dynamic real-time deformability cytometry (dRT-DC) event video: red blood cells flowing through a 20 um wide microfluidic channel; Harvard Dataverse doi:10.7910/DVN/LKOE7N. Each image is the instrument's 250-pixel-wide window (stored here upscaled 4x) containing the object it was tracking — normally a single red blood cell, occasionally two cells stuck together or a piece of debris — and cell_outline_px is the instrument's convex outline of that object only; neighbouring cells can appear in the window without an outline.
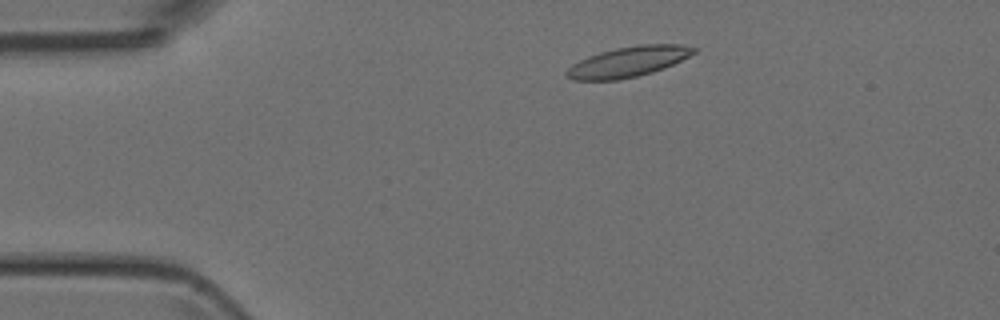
{"species": "Egyptian fruit bat (a non-hibernating species)", "species_latin": "Rousettus aegyptiacus", "temperature_condition": "room temperature", "stored_images_in_passage": 2, "camera_frame_rate_fps": 3000, "um_per_image_px": 0.085, "animal": {"sex": "female"}, "frame": {"image": 1, "passage_image": 1, "time_ms": 0.0, "image_size_px": [1000, 320], "cell_outline_px": [[700, 48], [696, 52], [664, 68], [652, 72], [636, 76], [616, 80], [572, 80], [564, 76], [564, 72], [572, 64], [588, 56], [600, 52], [616, 48], [640, 44], [680, 44]], "centroid_in_image_um": [53.38, 5.24], "position_along_channel_um": 31.6, "area_um2": 22.48}}